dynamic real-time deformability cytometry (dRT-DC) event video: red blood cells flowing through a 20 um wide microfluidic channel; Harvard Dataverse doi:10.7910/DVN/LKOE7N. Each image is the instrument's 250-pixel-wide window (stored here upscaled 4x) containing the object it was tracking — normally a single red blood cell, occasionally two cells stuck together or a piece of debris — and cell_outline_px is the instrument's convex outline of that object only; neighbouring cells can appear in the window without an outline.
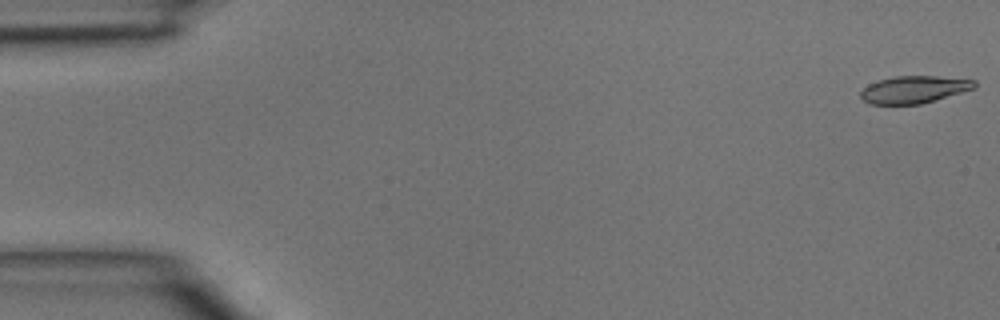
{"species": "common noctule bat (a hibernating species)", "species_latin": "Nyctalus noctula", "temperature_condition": "room temperature", "stored_images_in_passage": 44, "camera_frame_rate_fps": 3000, "um_per_image_px": 0.085, "animal": {"sex": "male", "body_mass_g": 15.6}, "frame": {"image": 1, "passage_image": 1, "time_ms": 0.0, "image_size_px": [1000, 320], "cell_outline_px": [[976, 88], [920, 104], [868, 104], [860, 96], [860, 92], [868, 84], [880, 80], [896, 76], [936, 76], [976, 80]], "centroid_in_image_um": [77.69, 7.61], "position_along_channel_um": 7.3, "area_um2": 17.98}}
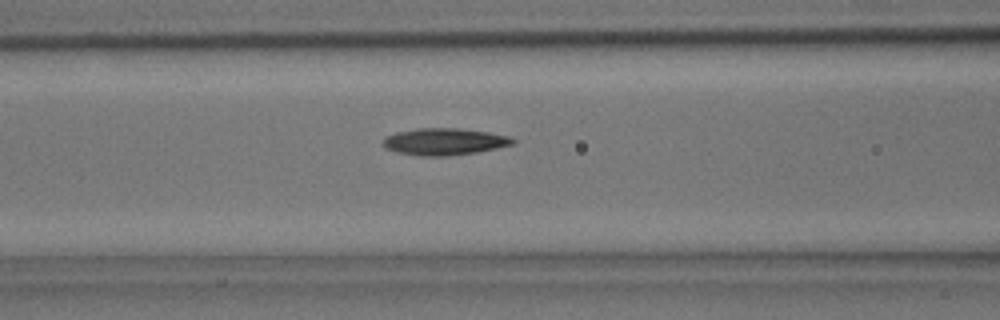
{"frame": {"image": 2, "passage_image": 18, "time_ms": 5.667, "image_size_px": [1000, 320], "cell_outline_px": [[516, 144], [476, 152], [448, 156], [416, 156], [396, 152], [384, 148], [384, 136], [396, 132], [416, 128], [460, 128], [488, 132], [512, 136], [516, 140]], "centroid_in_image_um": [37.78, 12.04], "position_along_channel_um": 128.8, "area_um2": 20.63}}
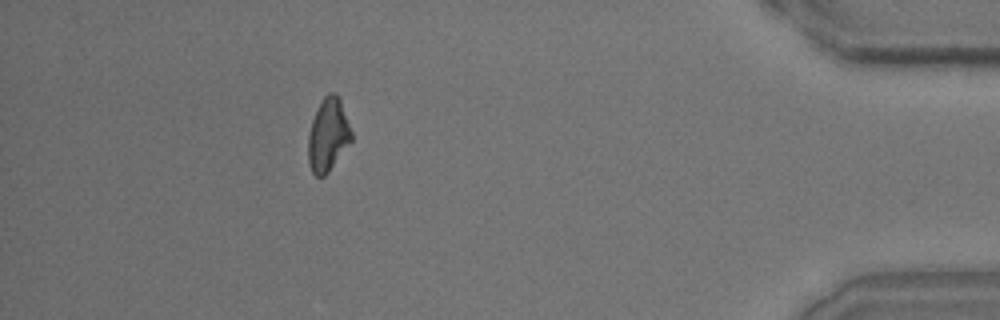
{"frame": {"image": 3, "passage_image": 40, "time_ms": 13.0, "image_size_px": [1000, 320], "cell_outline_px": [[352, 140], [328, 172], [324, 176], [316, 176], [312, 172], [308, 160], [308, 136], [312, 120], [324, 96], [328, 92], [336, 92], [340, 100], [352, 132]], "centroid_in_image_um": [27.88, 11.47], "position_along_channel_um": 407.3, "area_um2": 18.15}}